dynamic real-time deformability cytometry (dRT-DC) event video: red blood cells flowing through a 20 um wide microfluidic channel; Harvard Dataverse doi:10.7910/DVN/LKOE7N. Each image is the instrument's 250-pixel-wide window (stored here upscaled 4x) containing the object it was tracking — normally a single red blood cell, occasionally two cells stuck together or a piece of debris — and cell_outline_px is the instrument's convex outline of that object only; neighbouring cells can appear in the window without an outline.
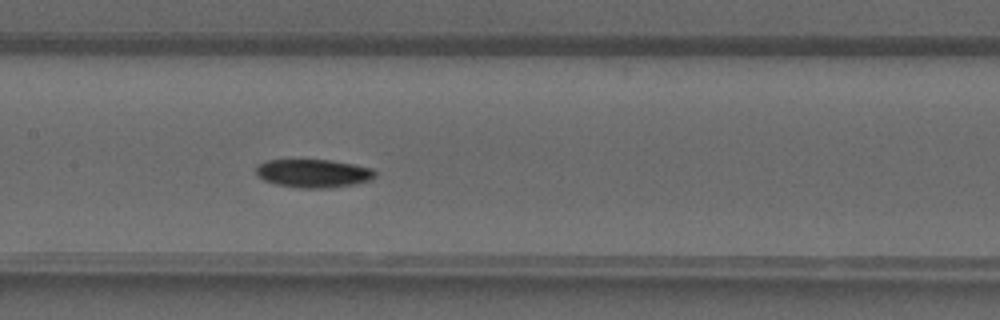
{"species": "common noctule bat (a hibernating species)", "species_latin": "Nyctalus noctula", "temperature_condition": "warm", "stored_images_in_passage": 28, "camera_frame_rate_fps": 3000, "um_per_image_px": 0.085, "animal": {"sex": "male", "forearm_length_mm": 52.5}, "frame": {"image": 1, "passage_image": 11, "time_ms": 3.333, "image_size_px": [1000, 320], "cell_outline_px": [[376, 176], [372, 180], [352, 184], [324, 188], [300, 188], [276, 184], [264, 180], [256, 176], [256, 168], [264, 160], [332, 160], [372, 168], [376, 172]], "centroid_in_image_um": [26.63, 14.73], "position_along_channel_um": 180.8, "area_um2": 19.59}}
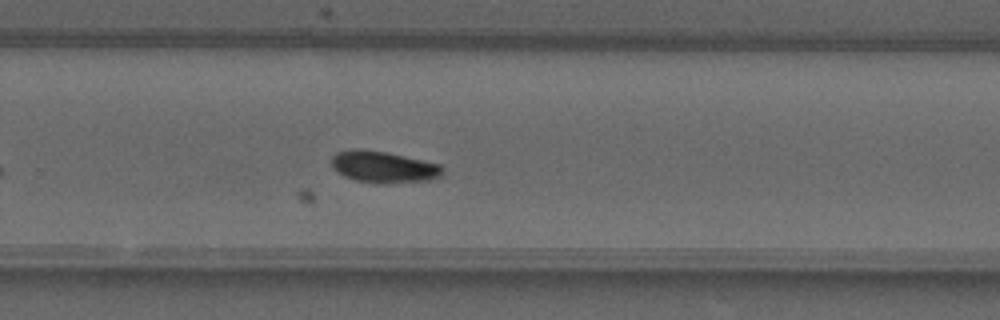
{"frame": {"image": 2, "passage_image": 18, "time_ms": 5.667, "image_size_px": [1000, 320], "cell_outline_px": [[444, 172], [440, 176], [428, 180], [388, 184], [376, 184], [356, 180], [344, 176], [332, 168], [332, 156], [336, 152], [352, 148], [360, 148], [388, 152], [440, 164], [444, 168]], "centroid_in_image_um": [32.59, 14.19], "position_along_channel_um": 297.2, "area_um2": 20.81}}
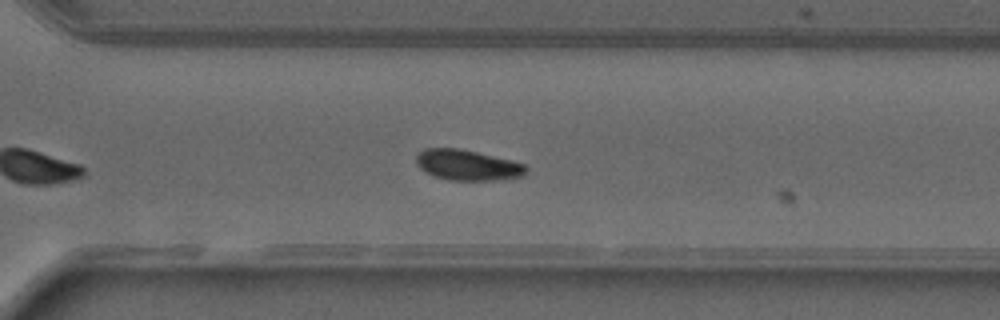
{"frame": {"image": 3, "passage_image": 20, "time_ms": 6.333, "image_size_px": [1000, 320], "cell_outline_px": [[528, 168], [524, 176], [496, 180], [448, 180], [432, 176], [424, 172], [416, 164], [416, 156], [424, 148], [456, 148], [476, 152], [512, 160], [524, 164]], "centroid_in_image_um": [39.72, 14.04], "position_along_channel_um": 330.9, "area_um2": 19.65}}